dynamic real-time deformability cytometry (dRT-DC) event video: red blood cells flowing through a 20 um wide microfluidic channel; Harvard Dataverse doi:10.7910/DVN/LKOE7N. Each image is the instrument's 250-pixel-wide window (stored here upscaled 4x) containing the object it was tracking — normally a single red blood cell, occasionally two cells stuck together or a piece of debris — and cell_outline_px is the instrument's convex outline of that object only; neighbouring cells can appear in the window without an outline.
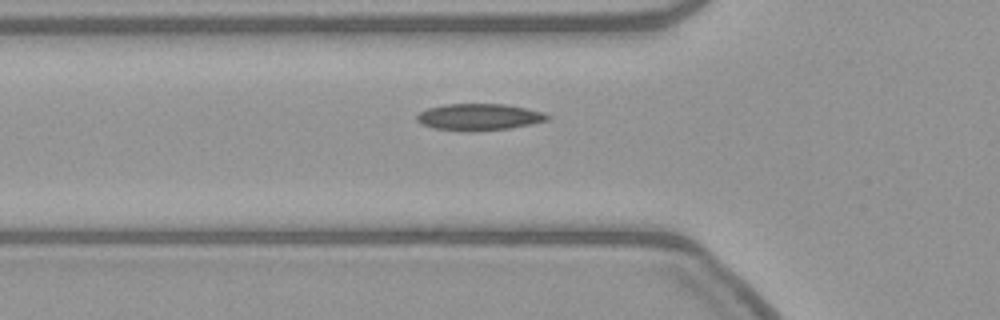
{"species": "common noctule bat (a hibernating species)", "species_latin": "Nyctalus noctula", "temperature_condition": "warm", "stored_images_in_passage": 32, "camera_frame_rate_fps": 3000, "um_per_image_px": 0.085, "animal": {"sex": "female", "body_mass_g": 21.9}, "frame": {"image": 1, "passage_image": 2, "time_ms": 0.333, "image_size_px": [1000, 320], "cell_outline_px": [[552, 116], [548, 120], [532, 124], [508, 128], [436, 128], [420, 124], [416, 120], [416, 116], [420, 112], [428, 108], [444, 104], [508, 104], [544, 112]], "centroid_in_image_um": [40.78, 9.88], "position_along_channel_um": 85.0, "area_um2": 19.36}}
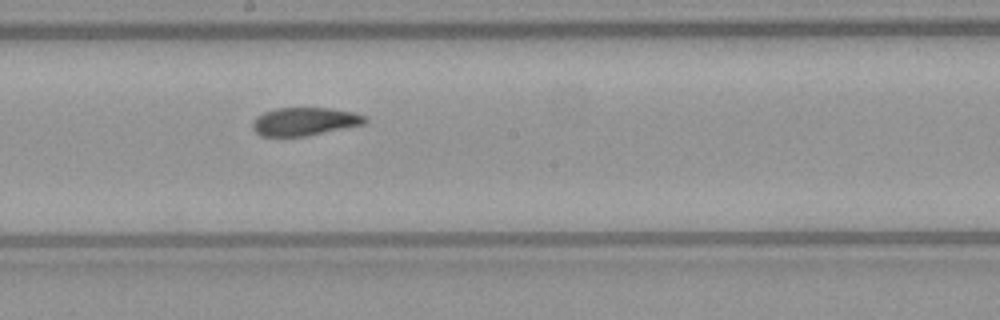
{"frame": {"image": 2, "passage_image": 13, "time_ms": 4.0, "image_size_px": [1000, 320], "cell_outline_px": [[368, 120], [364, 124], [304, 136], [260, 136], [252, 128], [252, 120], [256, 116], [264, 112], [276, 108], [332, 108], [352, 112], [368, 116]], "centroid_in_image_um": [25.88, 10.32], "position_along_channel_um": 222.3, "area_um2": 18.44}}
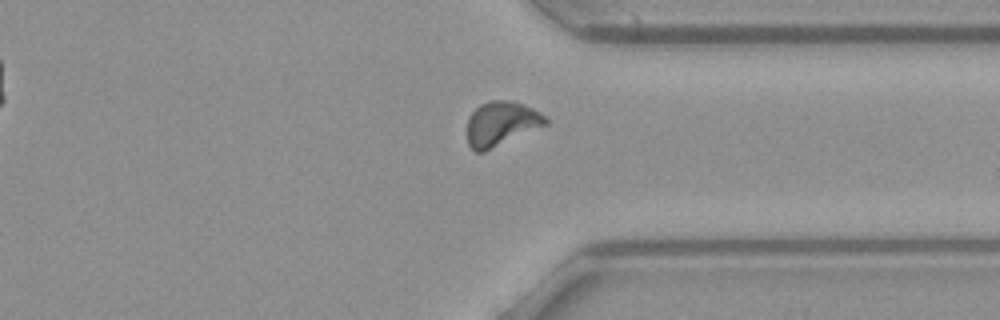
{"frame": {"image": 3, "passage_image": 25, "time_ms": 8.0, "image_size_px": [1000, 320], "cell_outline_px": [[548, 124], [484, 152], [476, 152], [468, 144], [468, 116], [480, 104], [488, 100], [512, 100], [532, 108], [540, 112], [548, 120]], "centroid_in_image_um": [42.6, 10.5], "position_along_channel_um": 368.8, "area_um2": 20.29}}